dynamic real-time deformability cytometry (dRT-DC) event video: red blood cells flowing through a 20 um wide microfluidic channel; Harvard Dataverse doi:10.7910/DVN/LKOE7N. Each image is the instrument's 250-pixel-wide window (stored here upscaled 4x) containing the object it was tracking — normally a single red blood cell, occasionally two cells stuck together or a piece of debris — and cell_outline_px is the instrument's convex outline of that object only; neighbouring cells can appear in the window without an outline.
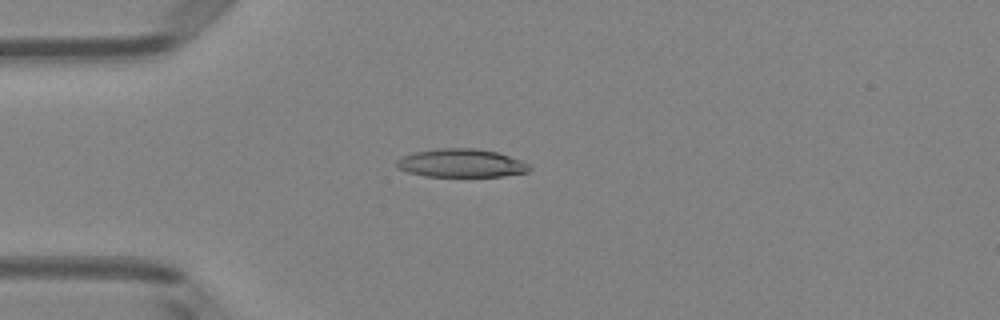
{"species": "Egyptian fruit bat (a non-hibernating species)", "species_latin": "Rousettus aegyptiacus", "temperature_condition": "room temperature", "stored_images_in_passage": 4, "camera_frame_rate_fps": 3000, "um_per_image_px": 0.085, "animal": {"sex": "female"}, "frame": {"image": 1, "passage_image": 4, "time_ms": 1.0, "image_size_px": [1000, 320], "cell_outline_px": [[532, 168], [528, 172], [504, 176], [424, 176], [408, 172], [396, 168], [396, 160], [400, 156], [412, 152], [440, 148], [476, 148], [496, 152], [532, 164]], "centroid_in_image_um": [39.18, 13.86], "position_along_channel_um": 45.8, "area_um2": 22.14}}